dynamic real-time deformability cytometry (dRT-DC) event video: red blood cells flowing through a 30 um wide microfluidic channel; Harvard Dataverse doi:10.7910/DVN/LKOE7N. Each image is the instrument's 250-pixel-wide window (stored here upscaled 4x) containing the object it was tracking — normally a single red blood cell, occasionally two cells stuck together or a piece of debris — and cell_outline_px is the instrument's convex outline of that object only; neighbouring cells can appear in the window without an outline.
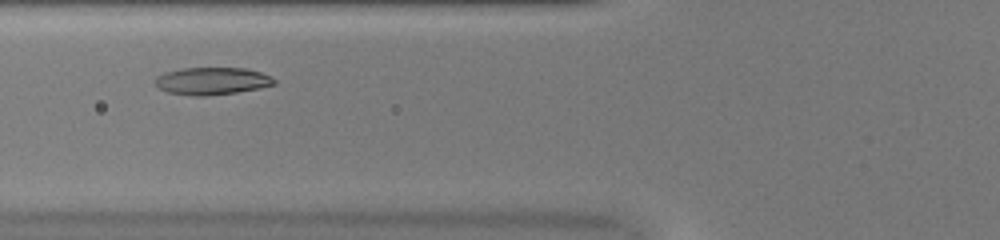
{"species": "common noctule bat (a hibernating species)", "species_latin": "Nyctalus noctula", "temperature_condition": "warm", "stored_images_in_passage": 30, "camera_frame_rate_fps": 3000, "um_per_image_px": 0.085, "animal": {"sex": "female", "body_mass_g": 20.0, "forearm_length_mm": 54.0}, "frame": {"image": 1, "passage_image": 7, "time_ms": 2.0, "image_size_px": [1000, 240], "cell_outline_px": [[276, 84], [260, 88], [236, 92], [204, 96], [192, 96], [168, 92], [156, 88], [152, 80], [156, 76], [168, 72], [184, 68], [244, 68], [260, 72], [272, 76], [276, 80]], "centroid_in_image_um": [18.0, 6.89], "position_along_channel_um": 107.8, "area_um2": 19.13}}
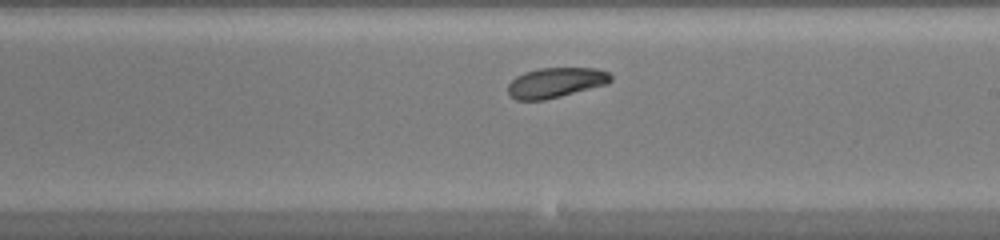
{"frame": {"image": 2, "passage_image": 17, "time_ms": 5.333, "image_size_px": [1000, 240], "cell_outline_px": [[612, 80], [608, 84], [544, 100], [516, 100], [508, 96], [508, 84], [516, 76], [524, 72], [540, 68], [596, 68], [608, 72], [612, 76]], "centroid_in_image_um": [47.22, 7.02], "position_along_channel_um": 241.8, "area_um2": 18.09}}
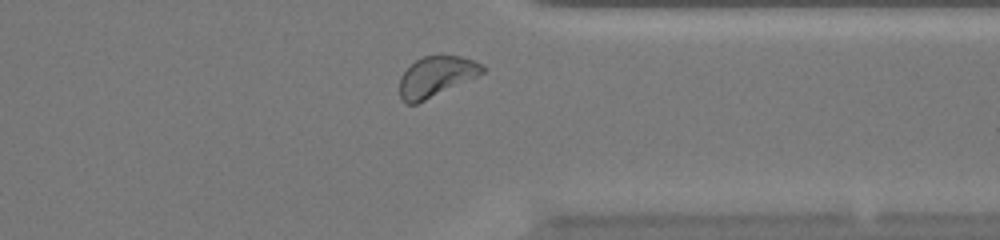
{"frame": {"image": 3, "passage_image": 27, "time_ms": 8.667, "image_size_px": [1000, 240], "cell_outline_px": [[484, 72], [476, 76], [416, 104], [404, 104], [400, 96], [400, 76], [416, 60], [424, 56], [460, 56], [472, 60], [480, 64], [484, 68]], "centroid_in_image_um": [37.02, 6.51], "position_along_channel_um": 374.4, "area_um2": 18.9}, "authors_computed_cell_mechanics": {"area_um2": 18.5538, "velocity_mm_per_s": 4.0354, "shape_relaxation_time_tau1_ms": 1.974, "shape_relaxation_time_tau2_ms": 3.7536, "deformation_change_tau1": 0.0989, "deformation_change_tau2": 0.0945}}